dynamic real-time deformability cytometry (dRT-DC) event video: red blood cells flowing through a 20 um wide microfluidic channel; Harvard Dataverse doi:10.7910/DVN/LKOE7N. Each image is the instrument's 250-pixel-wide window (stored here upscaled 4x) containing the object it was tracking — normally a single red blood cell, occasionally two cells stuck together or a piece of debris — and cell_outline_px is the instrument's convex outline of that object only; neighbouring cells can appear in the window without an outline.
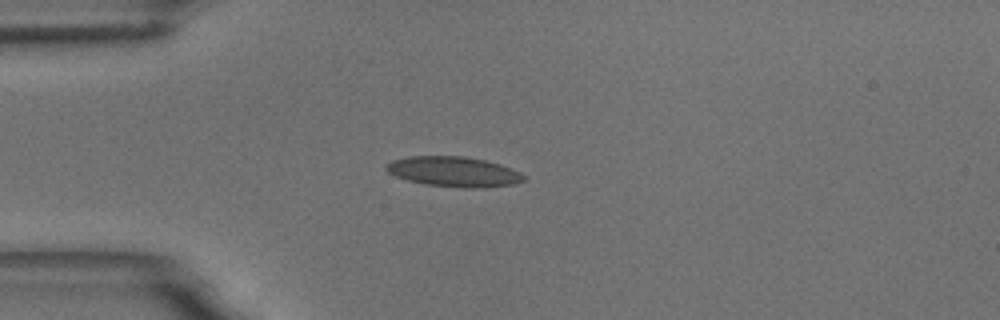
{"species": "common noctule bat (a hibernating species)", "species_latin": "Nyctalus noctula", "temperature_condition": "room temperature", "stored_images_in_passage": 7, "camera_frame_rate_fps": 3000, "um_per_image_px": 0.085, "animal": {"sex": "male", "body_mass_g": 18.8}, "frame": {"image": 1, "passage_image": 1, "time_ms": 0.0, "image_size_px": [1000, 320], "cell_outline_px": [[528, 176], [524, 180], [512, 184], [484, 188], [468, 188], [424, 184], [408, 180], [396, 176], [388, 172], [384, 168], [384, 164], [392, 160], [408, 156], [464, 156], [484, 160], [500, 164], [512, 168]], "centroid_in_image_um": [38.57, 14.59], "position_along_channel_um": 46.4, "area_um2": 24.28}}
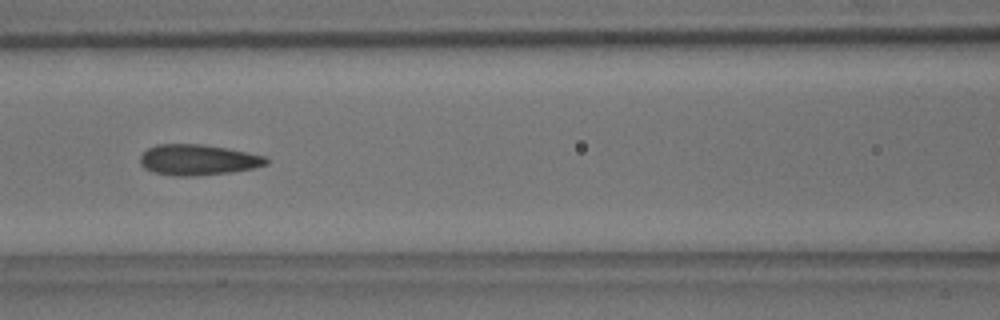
{"frame": {"image": 2, "passage_image": 4, "time_ms": 3.333, "image_size_px": [1000, 320], "cell_outline_px": [[268, 164], [252, 168], [228, 172], [196, 176], [176, 176], [152, 172], [144, 168], [140, 164], [140, 156], [148, 148], [156, 144], [204, 144], [228, 148], [264, 156], [268, 160]], "centroid_in_image_um": [16.78, 13.58], "position_along_channel_um": 149.8, "area_um2": 22.54}}
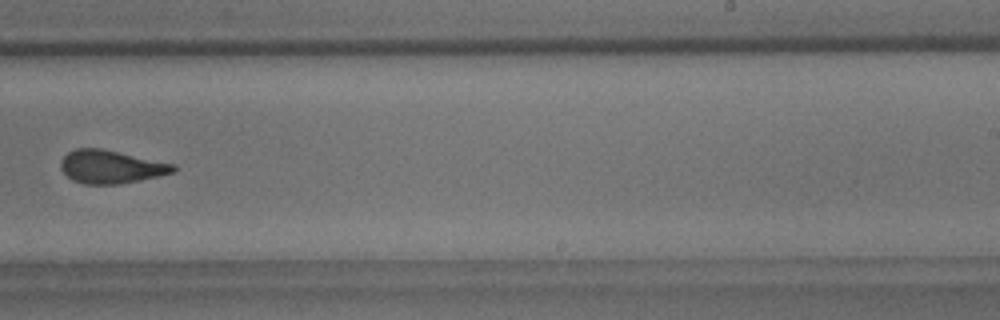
{"frame": {"image": 3, "passage_image": 7, "time_ms": 7.0, "image_size_px": [1000, 320], "cell_outline_px": [[176, 172], [140, 180], [120, 184], [84, 184], [72, 180], [60, 168], [60, 160], [68, 152], [76, 148], [100, 148], [176, 164]], "centroid_in_image_um": [9.43, 14.18], "position_along_channel_um": 279.6, "area_um2": 21.79}}